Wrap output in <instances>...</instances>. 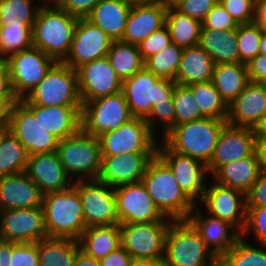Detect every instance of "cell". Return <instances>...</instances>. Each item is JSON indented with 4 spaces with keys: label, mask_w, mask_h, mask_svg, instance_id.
<instances>
[{
    "label": "cell",
    "mask_w": 266,
    "mask_h": 266,
    "mask_svg": "<svg viewBox=\"0 0 266 266\" xmlns=\"http://www.w3.org/2000/svg\"><path fill=\"white\" fill-rule=\"evenodd\" d=\"M160 212L173 220H187L196 204L183 192L172 170L156 154L141 180Z\"/></svg>",
    "instance_id": "obj_1"
},
{
    "label": "cell",
    "mask_w": 266,
    "mask_h": 266,
    "mask_svg": "<svg viewBox=\"0 0 266 266\" xmlns=\"http://www.w3.org/2000/svg\"><path fill=\"white\" fill-rule=\"evenodd\" d=\"M78 19L60 7L40 8L31 29L32 46L56 62H63L70 51Z\"/></svg>",
    "instance_id": "obj_2"
},
{
    "label": "cell",
    "mask_w": 266,
    "mask_h": 266,
    "mask_svg": "<svg viewBox=\"0 0 266 266\" xmlns=\"http://www.w3.org/2000/svg\"><path fill=\"white\" fill-rule=\"evenodd\" d=\"M42 207L48 238L78 240L87 228L81 199L73 186L43 195Z\"/></svg>",
    "instance_id": "obj_3"
},
{
    "label": "cell",
    "mask_w": 266,
    "mask_h": 266,
    "mask_svg": "<svg viewBox=\"0 0 266 266\" xmlns=\"http://www.w3.org/2000/svg\"><path fill=\"white\" fill-rule=\"evenodd\" d=\"M226 120L205 117L174 126L163 141L175 152L208 164Z\"/></svg>",
    "instance_id": "obj_4"
},
{
    "label": "cell",
    "mask_w": 266,
    "mask_h": 266,
    "mask_svg": "<svg viewBox=\"0 0 266 266\" xmlns=\"http://www.w3.org/2000/svg\"><path fill=\"white\" fill-rule=\"evenodd\" d=\"M167 266H218V258L188 220H173L166 236Z\"/></svg>",
    "instance_id": "obj_5"
},
{
    "label": "cell",
    "mask_w": 266,
    "mask_h": 266,
    "mask_svg": "<svg viewBox=\"0 0 266 266\" xmlns=\"http://www.w3.org/2000/svg\"><path fill=\"white\" fill-rule=\"evenodd\" d=\"M57 153L72 180L76 175L78 178L74 181L98 178L102 163L98 137L87 134L80 128L74 135L59 140Z\"/></svg>",
    "instance_id": "obj_6"
},
{
    "label": "cell",
    "mask_w": 266,
    "mask_h": 266,
    "mask_svg": "<svg viewBox=\"0 0 266 266\" xmlns=\"http://www.w3.org/2000/svg\"><path fill=\"white\" fill-rule=\"evenodd\" d=\"M176 84L174 80L160 78L144 67L122 81V92L132 116L145 119L153 105L172 98Z\"/></svg>",
    "instance_id": "obj_7"
},
{
    "label": "cell",
    "mask_w": 266,
    "mask_h": 266,
    "mask_svg": "<svg viewBox=\"0 0 266 266\" xmlns=\"http://www.w3.org/2000/svg\"><path fill=\"white\" fill-rule=\"evenodd\" d=\"M24 98L30 104L44 107L83 105L77 71L63 62H56Z\"/></svg>",
    "instance_id": "obj_8"
},
{
    "label": "cell",
    "mask_w": 266,
    "mask_h": 266,
    "mask_svg": "<svg viewBox=\"0 0 266 266\" xmlns=\"http://www.w3.org/2000/svg\"><path fill=\"white\" fill-rule=\"evenodd\" d=\"M133 118L121 91L83 103L80 119L81 129L87 134L99 137L105 132L116 130Z\"/></svg>",
    "instance_id": "obj_9"
},
{
    "label": "cell",
    "mask_w": 266,
    "mask_h": 266,
    "mask_svg": "<svg viewBox=\"0 0 266 266\" xmlns=\"http://www.w3.org/2000/svg\"><path fill=\"white\" fill-rule=\"evenodd\" d=\"M172 221L122 223L121 246L137 259H164L166 236Z\"/></svg>",
    "instance_id": "obj_10"
},
{
    "label": "cell",
    "mask_w": 266,
    "mask_h": 266,
    "mask_svg": "<svg viewBox=\"0 0 266 266\" xmlns=\"http://www.w3.org/2000/svg\"><path fill=\"white\" fill-rule=\"evenodd\" d=\"M5 63L9 69L14 95L20 100L38 85L56 61L31 46L10 54L5 58Z\"/></svg>",
    "instance_id": "obj_11"
},
{
    "label": "cell",
    "mask_w": 266,
    "mask_h": 266,
    "mask_svg": "<svg viewBox=\"0 0 266 266\" xmlns=\"http://www.w3.org/2000/svg\"><path fill=\"white\" fill-rule=\"evenodd\" d=\"M143 118H133L116 130L105 132L98 138L102 156L130 153H157V140Z\"/></svg>",
    "instance_id": "obj_12"
},
{
    "label": "cell",
    "mask_w": 266,
    "mask_h": 266,
    "mask_svg": "<svg viewBox=\"0 0 266 266\" xmlns=\"http://www.w3.org/2000/svg\"><path fill=\"white\" fill-rule=\"evenodd\" d=\"M86 227L119 224L114 187L99 180H75Z\"/></svg>",
    "instance_id": "obj_13"
},
{
    "label": "cell",
    "mask_w": 266,
    "mask_h": 266,
    "mask_svg": "<svg viewBox=\"0 0 266 266\" xmlns=\"http://www.w3.org/2000/svg\"><path fill=\"white\" fill-rule=\"evenodd\" d=\"M48 238L42 206L0 210V240L33 243Z\"/></svg>",
    "instance_id": "obj_14"
},
{
    "label": "cell",
    "mask_w": 266,
    "mask_h": 266,
    "mask_svg": "<svg viewBox=\"0 0 266 266\" xmlns=\"http://www.w3.org/2000/svg\"><path fill=\"white\" fill-rule=\"evenodd\" d=\"M114 193L119 224L173 221L160 212L141 181L115 187Z\"/></svg>",
    "instance_id": "obj_15"
},
{
    "label": "cell",
    "mask_w": 266,
    "mask_h": 266,
    "mask_svg": "<svg viewBox=\"0 0 266 266\" xmlns=\"http://www.w3.org/2000/svg\"><path fill=\"white\" fill-rule=\"evenodd\" d=\"M157 155L172 170L183 192L198 204L208 186L205 184V177L209 174L207 165L200 160L173 151L163 140L160 146L157 145Z\"/></svg>",
    "instance_id": "obj_16"
},
{
    "label": "cell",
    "mask_w": 266,
    "mask_h": 266,
    "mask_svg": "<svg viewBox=\"0 0 266 266\" xmlns=\"http://www.w3.org/2000/svg\"><path fill=\"white\" fill-rule=\"evenodd\" d=\"M9 130L22 143L29 155L57 151L59 139L48 132L38 117L18 100L12 109Z\"/></svg>",
    "instance_id": "obj_17"
},
{
    "label": "cell",
    "mask_w": 266,
    "mask_h": 266,
    "mask_svg": "<svg viewBox=\"0 0 266 266\" xmlns=\"http://www.w3.org/2000/svg\"><path fill=\"white\" fill-rule=\"evenodd\" d=\"M201 204L206 213L230 223L240 233L246 225V194L240 190L221 185L216 181L206 187Z\"/></svg>",
    "instance_id": "obj_18"
},
{
    "label": "cell",
    "mask_w": 266,
    "mask_h": 266,
    "mask_svg": "<svg viewBox=\"0 0 266 266\" xmlns=\"http://www.w3.org/2000/svg\"><path fill=\"white\" fill-rule=\"evenodd\" d=\"M112 41L101 28L86 18H79L70 51L63 63L76 70L85 63L106 57Z\"/></svg>",
    "instance_id": "obj_19"
},
{
    "label": "cell",
    "mask_w": 266,
    "mask_h": 266,
    "mask_svg": "<svg viewBox=\"0 0 266 266\" xmlns=\"http://www.w3.org/2000/svg\"><path fill=\"white\" fill-rule=\"evenodd\" d=\"M76 71L82 103L122 91V80L117 76L107 56L85 63Z\"/></svg>",
    "instance_id": "obj_20"
},
{
    "label": "cell",
    "mask_w": 266,
    "mask_h": 266,
    "mask_svg": "<svg viewBox=\"0 0 266 266\" xmlns=\"http://www.w3.org/2000/svg\"><path fill=\"white\" fill-rule=\"evenodd\" d=\"M255 138L251 128L226 124L218 137L213 155L207 164L212 175L224 164L237 161L254 154Z\"/></svg>",
    "instance_id": "obj_21"
},
{
    "label": "cell",
    "mask_w": 266,
    "mask_h": 266,
    "mask_svg": "<svg viewBox=\"0 0 266 266\" xmlns=\"http://www.w3.org/2000/svg\"><path fill=\"white\" fill-rule=\"evenodd\" d=\"M157 153H130L102 156L97 180L111 187L140 182L146 167Z\"/></svg>",
    "instance_id": "obj_22"
},
{
    "label": "cell",
    "mask_w": 266,
    "mask_h": 266,
    "mask_svg": "<svg viewBox=\"0 0 266 266\" xmlns=\"http://www.w3.org/2000/svg\"><path fill=\"white\" fill-rule=\"evenodd\" d=\"M25 173L43 195L67 190L74 182L63 168L57 151L29 155Z\"/></svg>",
    "instance_id": "obj_23"
},
{
    "label": "cell",
    "mask_w": 266,
    "mask_h": 266,
    "mask_svg": "<svg viewBox=\"0 0 266 266\" xmlns=\"http://www.w3.org/2000/svg\"><path fill=\"white\" fill-rule=\"evenodd\" d=\"M205 214L202 215L199 206L196 204L187 220L197 230L211 252L219 258L236 244L241 238V233L230 223Z\"/></svg>",
    "instance_id": "obj_24"
},
{
    "label": "cell",
    "mask_w": 266,
    "mask_h": 266,
    "mask_svg": "<svg viewBox=\"0 0 266 266\" xmlns=\"http://www.w3.org/2000/svg\"><path fill=\"white\" fill-rule=\"evenodd\" d=\"M20 101L38 117L41 125L59 140L74 135L81 128L82 105L48 106L30 104L25 98Z\"/></svg>",
    "instance_id": "obj_25"
},
{
    "label": "cell",
    "mask_w": 266,
    "mask_h": 266,
    "mask_svg": "<svg viewBox=\"0 0 266 266\" xmlns=\"http://www.w3.org/2000/svg\"><path fill=\"white\" fill-rule=\"evenodd\" d=\"M39 186L25 173L0 176V210L42 206Z\"/></svg>",
    "instance_id": "obj_26"
},
{
    "label": "cell",
    "mask_w": 266,
    "mask_h": 266,
    "mask_svg": "<svg viewBox=\"0 0 266 266\" xmlns=\"http://www.w3.org/2000/svg\"><path fill=\"white\" fill-rule=\"evenodd\" d=\"M266 114V90L261 83L250 82L228 105L227 123L251 128Z\"/></svg>",
    "instance_id": "obj_27"
},
{
    "label": "cell",
    "mask_w": 266,
    "mask_h": 266,
    "mask_svg": "<svg viewBox=\"0 0 266 266\" xmlns=\"http://www.w3.org/2000/svg\"><path fill=\"white\" fill-rule=\"evenodd\" d=\"M164 4L132 5L122 41L139 45L150 34L166 25Z\"/></svg>",
    "instance_id": "obj_28"
},
{
    "label": "cell",
    "mask_w": 266,
    "mask_h": 266,
    "mask_svg": "<svg viewBox=\"0 0 266 266\" xmlns=\"http://www.w3.org/2000/svg\"><path fill=\"white\" fill-rule=\"evenodd\" d=\"M132 4L129 0H101L86 17L113 41L121 40Z\"/></svg>",
    "instance_id": "obj_29"
},
{
    "label": "cell",
    "mask_w": 266,
    "mask_h": 266,
    "mask_svg": "<svg viewBox=\"0 0 266 266\" xmlns=\"http://www.w3.org/2000/svg\"><path fill=\"white\" fill-rule=\"evenodd\" d=\"M215 65L199 45L185 48L174 81L183 86L212 81Z\"/></svg>",
    "instance_id": "obj_30"
},
{
    "label": "cell",
    "mask_w": 266,
    "mask_h": 266,
    "mask_svg": "<svg viewBox=\"0 0 266 266\" xmlns=\"http://www.w3.org/2000/svg\"><path fill=\"white\" fill-rule=\"evenodd\" d=\"M198 45L208 52L215 64L240 62L237 29L201 28Z\"/></svg>",
    "instance_id": "obj_31"
},
{
    "label": "cell",
    "mask_w": 266,
    "mask_h": 266,
    "mask_svg": "<svg viewBox=\"0 0 266 266\" xmlns=\"http://www.w3.org/2000/svg\"><path fill=\"white\" fill-rule=\"evenodd\" d=\"M260 171L254 153L243 159L224 164L212 176L217 183L246 194L256 182Z\"/></svg>",
    "instance_id": "obj_32"
},
{
    "label": "cell",
    "mask_w": 266,
    "mask_h": 266,
    "mask_svg": "<svg viewBox=\"0 0 266 266\" xmlns=\"http://www.w3.org/2000/svg\"><path fill=\"white\" fill-rule=\"evenodd\" d=\"M213 85L227 105L231 104L251 82L244 63H221L214 68Z\"/></svg>",
    "instance_id": "obj_33"
},
{
    "label": "cell",
    "mask_w": 266,
    "mask_h": 266,
    "mask_svg": "<svg viewBox=\"0 0 266 266\" xmlns=\"http://www.w3.org/2000/svg\"><path fill=\"white\" fill-rule=\"evenodd\" d=\"M78 243L81 251L100 260L121 246L119 224L88 227Z\"/></svg>",
    "instance_id": "obj_34"
},
{
    "label": "cell",
    "mask_w": 266,
    "mask_h": 266,
    "mask_svg": "<svg viewBox=\"0 0 266 266\" xmlns=\"http://www.w3.org/2000/svg\"><path fill=\"white\" fill-rule=\"evenodd\" d=\"M78 240L45 238L39 241V266H75Z\"/></svg>",
    "instance_id": "obj_35"
},
{
    "label": "cell",
    "mask_w": 266,
    "mask_h": 266,
    "mask_svg": "<svg viewBox=\"0 0 266 266\" xmlns=\"http://www.w3.org/2000/svg\"><path fill=\"white\" fill-rule=\"evenodd\" d=\"M166 26L169 29L172 43L183 49L199 44L202 22L181 13L176 8H168Z\"/></svg>",
    "instance_id": "obj_36"
},
{
    "label": "cell",
    "mask_w": 266,
    "mask_h": 266,
    "mask_svg": "<svg viewBox=\"0 0 266 266\" xmlns=\"http://www.w3.org/2000/svg\"><path fill=\"white\" fill-rule=\"evenodd\" d=\"M107 57L117 76L124 81L145 67L138 45L122 40L112 41Z\"/></svg>",
    "instance_id": "obj_37"
},
{
    "label": "cell",
    "mask_w": 266,
    "mask_h": 266,
    "mask_svg": "<svg viewBox=\"0 0 266 266\" xmlns=\"http://www.w3.org/2000/svg\"><path fill=\"white\" fill-rule=\"evenodd\" d=\"M29 154L8 129L0 131V176L25 172Z\"/></svg>",
    "instance_id": "obj_38"
},
{
    "label": "cell",
    "mask_w": 266,
    "mask_h": 266,
    "mask_svg": "<svg viewBox=\"0 0 266 266\" xmlns=\"http://www.w3.org/2000/svg\"><path fill=\"white\" fill-rule=\"evenodd\" d=\"M241 237L218 258V266H266V245L256 248Z\"/></svg>",
    "instance_id": "obj_39"
},
{
    "label": "cell",
    "mask_w": 266,
    "mask_h": 266,
    "mask_svg": "<svg viewBox=\"0 0 266 266\" xmlns=\"http://www.w3.org/2000/svg\"><path fill=\"white\" fill-rule=\"evenodd\" d=\"M205 117L227 120L228 105L221 98L212 81L195 83L188 86Z\"/></svg>",
    "instance_id": "obj_40"
},
{
    "label": "cell",
    "mask_w": 266,
    "mask_h": 266,
    "mask_svg": "<svg viewBox=\"0 0 266 266\" xmlns=\"http://www.w3.org/2000/svg\"><path fill=\"white\" fill-rule=\"evenodd\" d=\"M32 46L31 28L20 21L0 26V57L7 58L10 54Z\"/></svg>",
    "instance_id": "obj_41"
},
{
    "label": "cell",
    "mask_w": 266,
    "mask_h": 266,
    "mask_svg": "<svg viewBox=\"0 0 266 266\" xmlns=\"http://www.w3.org/2000/svg\"><path fill=\"white\" fill-rule=\"evenodd\" d=\"M183 48L171 43L145 61V67L160 78L175 80Z\"/></svg>",
    "instance_id": "obj_42"
},
{
    "label": "cell",
    "mask_w": 266,
    "mask_h": 266,
    "mask_svg": "<svg viewBox=\"0 0 266 266\" xmlns=\"http://www.w3.org/2000/svg\"><path fill=\"white\" fill-rule=\"evenodd\" d=\"M172 101L175 109L174 126L205 118L188 86L176 84Z\"/></svg>",
    "instance_id": "obj_43"
},
{
    "label": "cell",
    "mask_w": 266,
    "mask_h": 266,
    "mask_svg": "<svg viewBox=\"0 0 266 266\" xmlns=\"http://www.w3.org/2000/svg\"><path fill=\"white\" fill-rule=\"evenodd\" d=\"M33 5V0H0V26L18 20L32 29L40 9Z\"/></svg>",
    "instance_id": "obj_44"
},
{
    "label": "cell",
    "mask_w": 266,
    "mask_h": 266,
    "mask_svg": "<svg viewBox=\"0 0 266 266\" xmlns=\"http://www.w3.org/2000/svg\"><path fill=\"white\" fill-rule=\"evenodd\" d=\"M263 29L255 22L239 24L237 28V42L240 63L247 64L260 50Z\"/></svg>",
    "instance_id": "obj_45"
},
{
    "label": "cell",
    "mask_w": 266,
    "mask_h": 266,
    "mask_svg": "<svg viewBox=\"0 0 266 266\" xmlns=\"http://www.w3.org/2000/svg\"><path fill=\"white\" fill-rule=\"evenodd\" d=\"M175 109L172 98L152 106L149 115L144 119L155 134L157 124L162 126V138L174 127ZM161 121V122H160ZM159 122V123H158Z\"/></svg>",
    "instance_id": "obj_46"
},
{
    "label": "cell",
    "mask_w": 266,
    "mask_h": 266,
    "mask_svg": "<svg viewBox=\"0 0 266 266\" xmlns=\"http://www.w3.org/2000/svg\"><path fill=\"white\" fill-rule=\"evenodd\" d=\"M246 225L241 237H247L250 232L255 235L258 245H266V205L260 207H246Z\"/></svg>",
    "instance_id": "obj_47"
},
{
    "label": "cell",
    "mask_w": 266,
    "mask_h": 266,
    "mask_svg": "<svg viewBox=\"0 0 266 266\" xmlns=\"http://www.w3.org/2000/svg\"><path fill=\"white\" fill-rule=\"evenodd\" d=\"M10 266H39V241L33 243L12 242Z\"/></svg>",
    "instance_id": "obj_48"
},
{
    "label": "cell",
    "mask_w": 266,
    "mask_h": 266,
    "mask_svg": "<svg viewBox=\"0 0 266 266\" xmlns=\"http://www.w3.org/2000/svg\"><path fill=\"white\" fill-rule=\"evenodd\" d=\"M257 0H219L224 9L238 24H249L255 20Z\"/></svg>",
    "instance_id": "obj_49"
},
{
    "label": "cell",
    "mask_w": 266,
    "mask_h": 266,
    "mask_svg": "<svg viewBox=\"0 0 266 266\" xmlns=\"http://www.w3.org/2000/svg\"><path fill=\"white\" fill-rule=\"evenodd\" d=\"M172 43L170 32L165 25L154 33L145 38L139 45L138 49L144 61L154 54L160 52L163 48Z\"/></svg>",
    "instance_id": "obj_50"
},
{
    "label": "cell",
    "mask_w": 266,
    "mask_h": 266,
    "mask_svg": "<svg viewBox=\"0 0 266 266\" xmlns=\"http://www.w3.org/2000/svg\"><path fill=\"white\" fill-rule=\"evenodd\" d=\"M238 25L236 20L224 9L219 1L202 21V28L212 30L237 29Z\"/></svg>",
    "instance_id": "obj_51"
},
{
    "label": "cell",
    "mask_w": 266,
    "mask_h": 266,
    "mask_svg": "<svg viewBox=\"0 0 266 266\" xmlns=\"http://www.w3.org/2000/svg\"><path fill=\"white\" fill-rule=\"evenodd\" d=\"M218 1L219 0H184L176 9L202 22Z\"/></svg>",
    "instance_id": "obj_52"
},
{
    "label": "cell",
    "mask_w": 266,
    "mask_h": 266,
    "mask_svg": "<svg viewBox=\"0 0 266 266\" xmlns=\"http://www.w3.org/2000/svg\"><path fill=\"white\" fill-rule=\"evenodd\" d=\"M266 205V171H260L256 182L246 193V207Z\"/></svg>",
    "instance_id": "obj_53"
},
{
    "label": "cell",
    "mask_w": 266,
    "mask_h": 266,
    "mask_svg": "<svg viewBox=\"0 0 266 266\" xmlns=\"http://www.w3.org/2000/svg\"><path fill=\"white\" fill-rule=\"evenodd\" d=\"M101 0H62L60 8L77 18H86Z\"/></svg>",
    "instance_id": "obj_54"
},
{
    "label": "cell",
    "mask_w": 266,
    "mask_h": 266,
    "mask_svg": "<svg viewBox=\"0 0 266 266\" xmlns=\"http://www.w3.org/2000/svg\"><path fill=\"white\" fill-rule=\"evenodd\" d=\"M246 66L252 82L262 83L266 80V55L257 54Z\"/></svg>",
    "instance_id": "obj_55"
},
{
    "label": "cell",
    "mask_w": 266,
    "mask_h": 266,
    "mask_svg": "<svg viewBox=\"0 0 266 266\" xmlns=\"http://www.w3.org/2000/svg\"><path fill=\"white\" fill-rule=\"evenodd\" d=\"M131 261V255L122 246L99 260L100 266H130Z\"/></svg>",
    "instance_id": "obj_56"
},
{
    "label": "cell",
    "mask_w": 266,
    "mask_h": 266,
    "mask_svg": "<svg viewBox=\"0 0 266 266\" xmlns=\"http://www.w3.org/2000/svg\"><path fill=\"white\" fill-rule=\"evenodd\" d=\"M18 98H0V131L9 129L11 113Z\"/></svg>",
    "instance_id": "obj_57"
},
{
    "label": "cell",
    "mask_w": 266,
    "mask_h": 266,
    "mask_svg": "<svg viewBox=\"0 0 266 266\" xmlns=\"http://www.w3.org/2000/svg\"><path fill=\"white\" fill-rule=\"evenodd\" d=\"M0 98H17L12 90L10 73L6 63L0 67Z\"/></svg>",
    "instance_id": "obj_58"
},
{
    "label": "cell",
    "mask_w": 266,
    "mask_h": 266,
    "mask_svg": "<svg viewBox=\"0 0 266 266\" xmlns=\"http://www.w3.org/2000/svg\"><path fill=\"white\" fill-rule=\"evenodd\" d=\"M256 159L262 171H266V138H255Z\"/></svg>",
    "instance_id": "obj_59"
},
{
    "label": "cell",
    "mask_w": 266,
    "mask_h": 266,
    "mask_svg": "<svg viewBox=\"0 0 266 266\" xmlns=\"http://www.w3.org/2000/svg\"><path fill=\"white\" fill-rule=\"evenodd\" d=\"M254 22L263 30H266V0L256 1V11Z\"/></svg>",
    "instance_id": "obj_60"
},
{
    "label": "cell",
    "mask_w": 266,
    "mask_h": 266,
    "mask_svg": "<svg viewBox=\"0 0 266 266\" xmlns=\"http://www.w3.org/2000/svg\"><path fill=\"white\" fill-rule=\"evenodd\" d=\"M12 242L0 240V266H10Z\"/></svg>",
    "instance_id": "obj_61"
},
{
    "label": "cell",
    "mask_w": 266,
    "mask_h": 266,
    "mask_svg": "<svg viewBox=\"0 0 266 266\" xmlns=\"http://www.w3.org/2000/svg\"><path fill=\"white\" fill-rule=\"evenodd\" d=\"M75 266H100V262L99 260L79 250L76 257Z\"/></svg>",
    "instance_id": "obj_62"
},
{
    "label": "cell",
    "mask_w": 266,
    "mask_h": 266,
    "mask_svg": "<svg viewBox=\"0 0 266 266\" xmlns=\"http://www.w3.org/2000/svg\"><path fill=\"white\" fill-rule=\"evenodd\" d=\"M251 130L254 138H266V114L251 127Z\"/></svg>",
    "instance_id": "obj_63"
},
{
    "label": "cell",
    "mask_w": 266,
    "mask_h": 266,
    "mask_svg": "<svg viewBox=\"0 0 266 266\" xmlns=\"http://www.w3.org/2000/svg\"><path fill=\"white\" fill-rule=\"evenodd\" d=\"M130 266H167L164 259H137L132 258Z\"/></svg>",
    "instance_id": "obj_64"
},
{
    "label": "cell",
    "mask_w": 266,
    "mask_h": 266,
    "mask_svg": "<svg viewBox=\"0 0 266 266\" xmlns=\"http://www.w3.org/2000/svg\"><path fill=\"white\" fill-rule=\"evenodd\" d=\"M132 5L162 4V0H129Z\"/></svg>",
    "instance_id": "obj_65"
},
{
    "label": "cell",
    "mask_w": 266,
    "mask_h": 266,
    "mask_svg": "<svg viewBox=\"0 0 266 266\" xmlns=\"http://www.w3.org/2000/svg\"><path fill=\"white\" fill-rule=\"evenodd\" d=\"M48 1H50V4L52 6L50 4L48 5V3H47ZM61 2H62V0H45V2L42 5L38 6V7L39 8H57V7H60Z\"/></svg>",
    "instance_id": "obj_66"
},
{
    "label": "cell",
    "mask_w": 266,
    "mask_h": 266,
    "mask_svg": "<svg viewBox=\"0 0 266 266\" xmlns=\"http://www.w3.org/2000/svg\"><path fill=\"white\" fill-rule=\"evenodd\" d=\"M259 54L266 55V30L262 31Z\"/></svg>",
    "instance_id": "obj_67"
},
{
    "label": "cell",
    "mask_w": 266,
    "mask_h": 266,
    "mask_svg": "<svg viewBox=\"0 0 266 266\" xmlns=\"http://www.w3.org/2000/svg\"><path fill=\"white\" fill-rule=\"evenodd\" d=\"M183 1L184 0H162V4H164L167 7V9L176 8Z\"/></svg>",
    "instance_id": "obj_68"
},
{
    "label": "cell",
    "mask_w": 266,
    "mask_h": 266,
    "mask_svg": "<svg viewBox=\"0 0 266 266\" xmlns=\"http://www.w3.org/2000/svg\"><path fill=\"white\" fill-rule=\"evenodd\" d=\"M5 63V59L0 57V67Z\"/></svg>",
    "instance_id": "obj_69"
},
{
    "label": "cell",
    "mask_w": 266,
    "mask_h": 266,
    "mask_svg": "<svg viewBox=\"0 0 266 266\" xmlns=\"http://www.w3.org/2000/svg\"><path fill=\"white\" fill-rule=\"evenodd\" d=\"M261 84L264 86V88H265V90H266V80L263 81Z\"/></svg>",
    "instance_id": "obj_70"
}]
</instances>
